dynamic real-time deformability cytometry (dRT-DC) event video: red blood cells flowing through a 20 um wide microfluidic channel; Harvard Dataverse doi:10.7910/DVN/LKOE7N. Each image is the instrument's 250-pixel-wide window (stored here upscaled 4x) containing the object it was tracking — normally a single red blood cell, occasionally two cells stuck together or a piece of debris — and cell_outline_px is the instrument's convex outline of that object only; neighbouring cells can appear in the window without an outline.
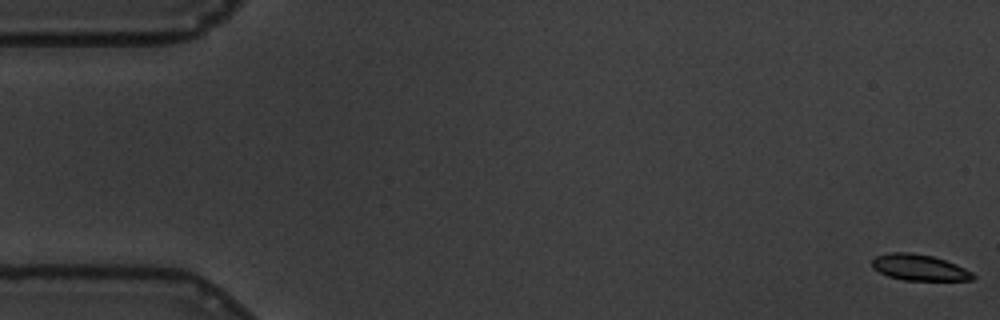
{"species": "common noctule bat (a hibernating species)", "species_latin": "Nyctalus noctula", "temperature_condition": "warm", "stored_images_in_passage": 58, "camera_frame_rate_fps": 3000, "um_per_image_px": 0.085, "animal": {"sex": "male", "body_mass_g": 19.5, "forearm_length_mm": 54.6}, "frame": {"image": 1, "passage_image": 1, "time_ms": 0.0, "image_size_px": [1000, 320], "cell_outline_px": [[976, 276], [972, 280], [904, 280], [888, 276], [872, 268], [872, 260], [876, 256], [892, 252], [912, 252], [932, 256], [956, 264], [972, 272]], "centroid_in_image_um": [78.13, 22.73], "position_along_channel_um": 6.9, "area_um2": 15.26}}
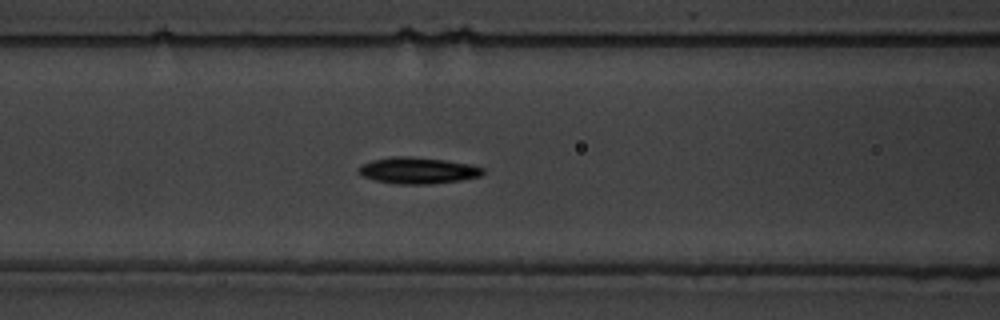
{"frame": {"image": 2, "passage_image": 24, "time_ms": 7.667, "image_size_px": [1000, 320], "cell_outline_px": [[484, 172], [480, 176], [460, 180], [432, 184], [396, 184], [376, 180], [364, 176], [360, 172], [360, 168], [364, 164], [372, 160], [392, 156], [408, 156], [444, 160], [472, 164], [484, 168]], "centroid_in_image_um": [35.57, 14.49], "position_along_channel_um": 131.0, "area_um2": 18.9}}
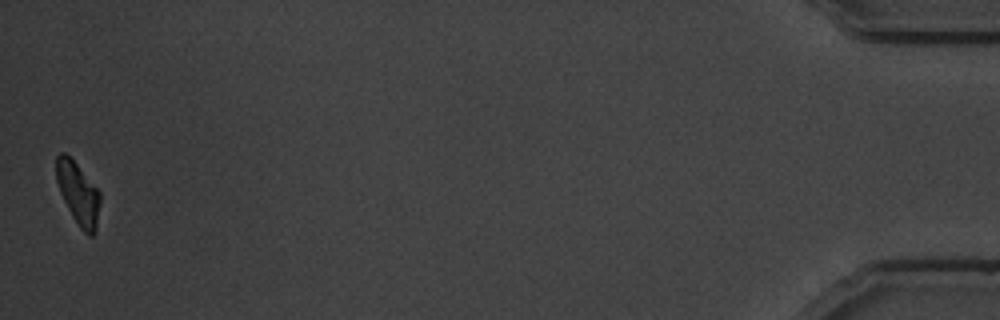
{"frame": {"image": 3, "passage_image": 58, "time_ms": 19.0, "image_size_px": [1000, 320], "cell_outline_px": [[100, 200], [96, 228], [92, 236], [88, 236], [80, 228], [72, 216], [60, 192], [56, 180], [56, 156], [60, 152], [64, 152], [76, 164], [100, 192]], "centroid_in_image_um": [6.63, 16.45], "position_along_channel_um": 428.6, "area_um2": 15.61}, "authors_computed_cell_mechanics": {"area_um2": 17.1955, "velocity_mm_per_s": 3.4643, "shape_relaxation_time_tau1_ms": 2.3912, "shape_relaxation_time_tau2_ms": 2.0779, "deformation_change_tau1": 0.1244, "deformation_change_tau2": 0.0621}}